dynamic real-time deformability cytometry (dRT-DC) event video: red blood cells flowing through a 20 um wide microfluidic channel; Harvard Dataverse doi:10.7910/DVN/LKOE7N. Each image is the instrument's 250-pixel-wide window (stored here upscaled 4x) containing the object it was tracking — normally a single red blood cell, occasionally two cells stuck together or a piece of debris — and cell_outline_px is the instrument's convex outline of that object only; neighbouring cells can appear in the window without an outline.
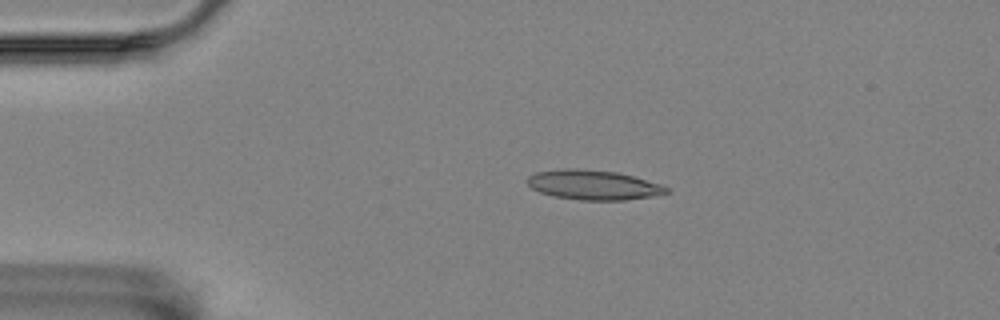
{"species": "Egyptian fruit bat (a non-hibernating species)", "species_latin": "Rousettus aegyptiacus", "temperature_condition": "room temperature", "stored_images_in_passage": 5, "camera_frame_rate_fps": 3000, "um_per_image_px": 0.085, "animal": {"sex": "female"}, "frame": {"image": 1, "passage_image": 3, "time_ms": 0.667, "image_size_px": [1000, 320], "cell_outline_px": [[668, 192], [652, 196], [624, 200], [580, 200], [552, 196], [540, 192], [532, 188], [524, 180], [528, 176], [536, 172], [560, 168], [576, 168], [616, 172], [632, 176], [660, 184], [668, 188]], "centroid_in_image_um": [50.36, 15.71], "position_along_channel_um": 34.6, "area_um2": 24.04}}